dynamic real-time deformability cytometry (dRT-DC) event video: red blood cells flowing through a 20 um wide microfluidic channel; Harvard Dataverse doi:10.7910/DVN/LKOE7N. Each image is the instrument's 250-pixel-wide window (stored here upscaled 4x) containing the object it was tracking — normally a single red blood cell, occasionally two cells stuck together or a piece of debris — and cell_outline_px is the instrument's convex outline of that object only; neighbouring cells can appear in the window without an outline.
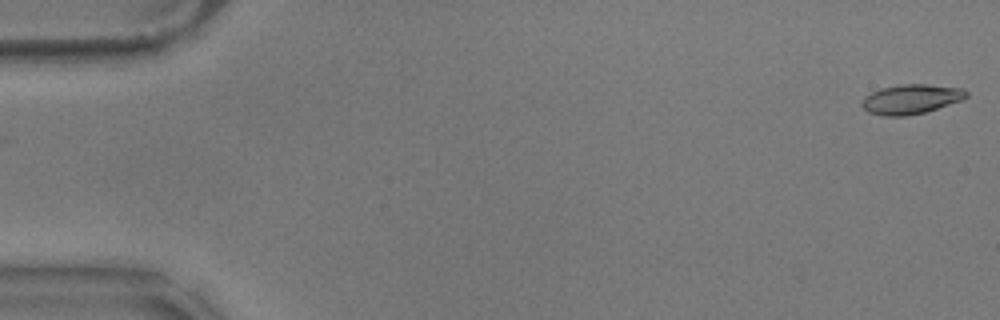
{"species": "common noctule bat (a hibernating species)", "species_latin": "Nyctalus noctula", "temperature_condition": "warm", "stored_images_in_passage": 18, "camera_frame_rate_fps": 3000, "um_per_image_px": 0.085, "animal": {"sex": "male", "body_mass_g": 17.9}, "frame": {"image": 1, "passage_image": 1, "time_ms": 0.0, "image_size_px": [1000, 320], "cell_outline_px": [[968, 96], [964, 100], [924, 112], [908, 116], [884, 116], [868, 112], [860, 104], [864, 96], [880, 88], [904, 84], [928, 84], [964, 88], [968, 92]], "centroid_in_image_um": [77.46, 8.42], "position_along_channel_um": 7.5, "area_um2": 18.21}}
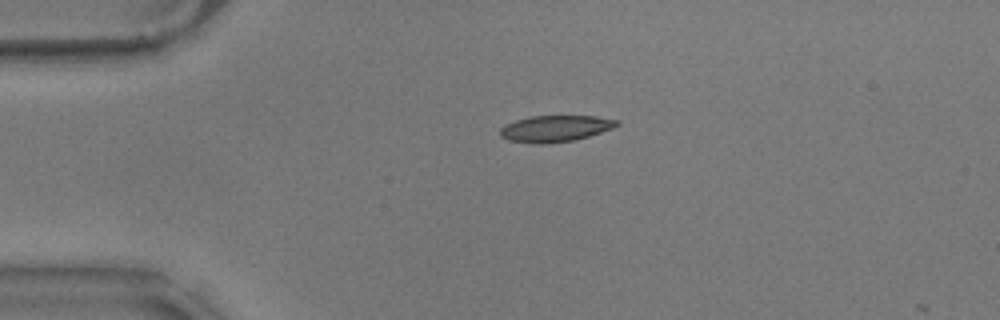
{"frame": {"image": 2, "passage_image": 13, "time_ms": 4.0, "image_size_px": [1000, 320], "cell_outline_px": [[620, 124], [612, 128], [576, 140], [544, 144], [536, 144], [508, 140], [500, 136], [500, 128], [504, 124], [528, 116], [596, 116], [620, 120]], "centroid_in_image_um": [47.18, 10.92], "position_along_channel_um": 37.8, "area_um2": 18.09}}